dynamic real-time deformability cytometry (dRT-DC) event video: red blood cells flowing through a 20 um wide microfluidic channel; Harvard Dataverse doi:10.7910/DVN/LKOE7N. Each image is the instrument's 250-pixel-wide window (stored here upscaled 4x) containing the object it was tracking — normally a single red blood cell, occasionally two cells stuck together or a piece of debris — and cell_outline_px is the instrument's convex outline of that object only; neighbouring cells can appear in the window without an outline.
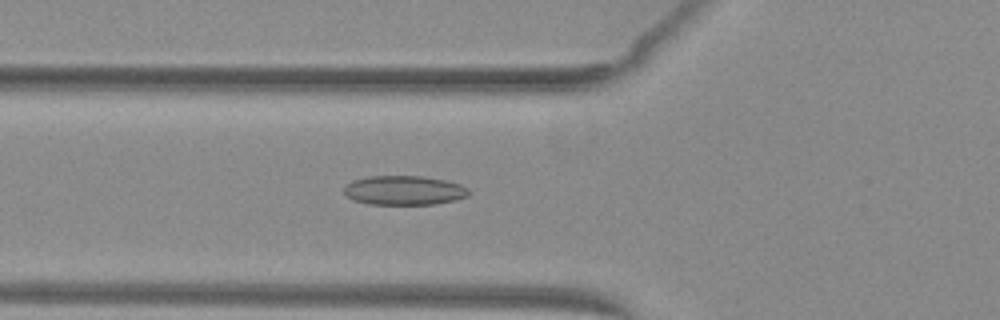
{"species": "common noctule bat (a hibernating species)", "species_latin": "Nyctalus noctula", "temperature_condition": "warm", "stored_images_in_passage": 51, "camera_frame_rate_fps": 3000, "um_per_image_px": 0.085, "animal": {"sex": "female", "body_mass_g": 29.2, "forearm_length_mm": 56.3}, "frame": {"image": 1, "passage_image": 19, "time_ms": 6.0, "image_size_px": [1000, 320], "cell_outline_px": [[468, 196], [456, 200], [436, 204], [368, 204], [352, 200], [344, 192], [344, 188], [352, 180], [368, 176], [420, 176], [444, 180], [460, 184], [468, 188]], "centroid_in_image_um": [34.34, 16.18], "position_along_channel_um": 91.5, "area_um2": 21.27}}
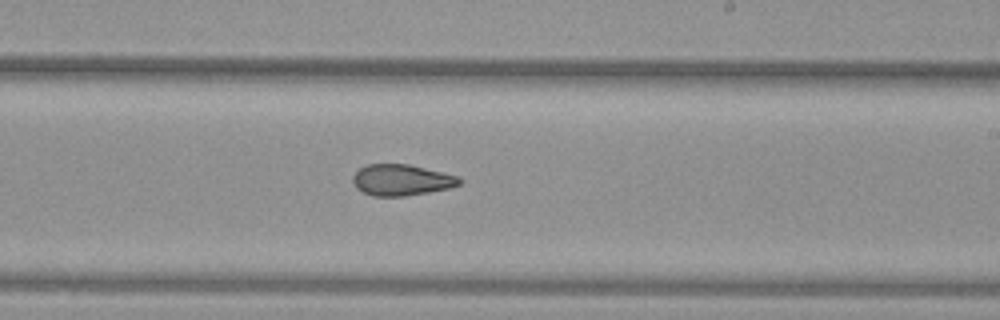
{"frame": {"image": 2, "passage_image": 31, "time_ms": 10.0, "image_size_px": [1000, 320], "cell_outline_px": [[464, 180], [460, 184], [448, 188], [428, 192], [404, 196], [372, 196], [356, 188], [352, 180], [352, 176], [360, 168], [368, 164], [408, 164], [444, 172], [460, 176]], "centroid_in_image_um": [34.15, 15.29], "position_along_channel_um": 254.9, "area_um2": 19.42}}
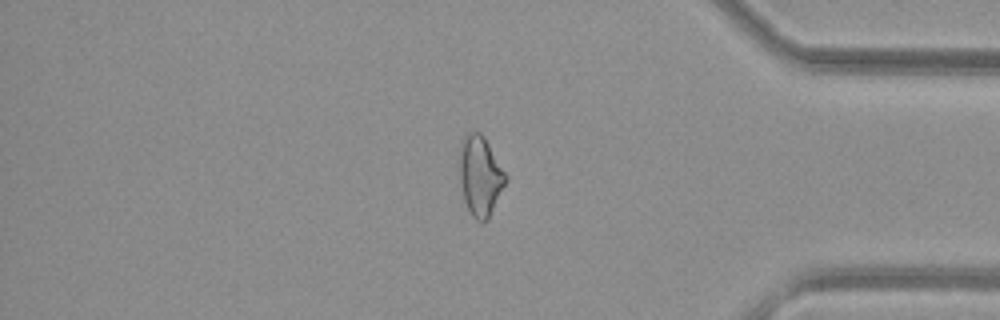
{"frame": {"image": 3, "passage_image": 43, "time_ms": 14.0, "image_size_px": [1000, 320], "cell_outline_px": [[508, 180], [488, 220], [476, 220], [472, 216], [464, 200], [460, 184], [460, 140], [468, 132], [480, 132], [484, 136], [508, 176]], "centroid_in_image_um": [40.83, 14.93], "position_along_channel_um": 394.4, "area_um2": 21.62}}